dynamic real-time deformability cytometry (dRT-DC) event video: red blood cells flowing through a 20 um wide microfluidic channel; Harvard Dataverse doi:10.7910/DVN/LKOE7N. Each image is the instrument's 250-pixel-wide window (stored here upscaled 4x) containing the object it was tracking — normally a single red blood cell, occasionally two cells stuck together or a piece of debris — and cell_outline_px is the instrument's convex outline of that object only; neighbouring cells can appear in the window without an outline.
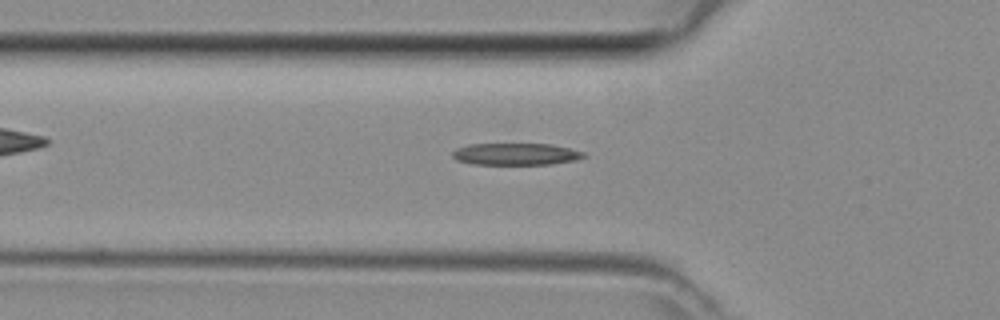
{"species": "common noctule bat (a hibernating species)", "species_latin": "Nyctalus noctula", "temperature_condition": "room temperature", "stored_images_in_passage": 42, "camera_frame_rate_fps": 3000, "um_per_image_px": 0.085, "animal": {"sex": "female", "body_mass_g": 29.2, "forearm_length_mm": 56.3}, "frame": {"image": 1, "passage_image": 15, "time_ms": 4.667, "image_size_px": [1000, 320], "cell_outline_px": [[588, 156], [576, 160], [552, 164], [472, 164], [456, 160], [452, 156], [452, 152], [456, 148], [468, 144], [552, 144], [584, 152]], "centroid_in_image_um": [43.84, 13.1], "position_along_channel_um": 82.0, "area_um2": 16.82}}
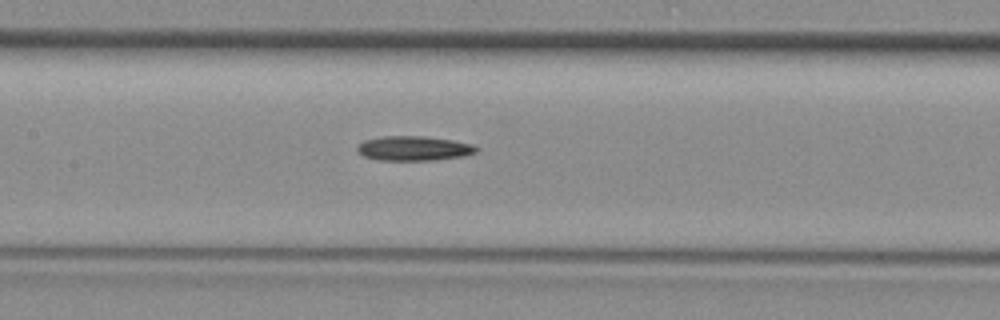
{"frame": {"image": 2, "passage_image": 21, "time_ms": 6.667, "image_size_px": [1000, 320], "cell_outline_px": [[480, 148], [476, 152], [464, 156], [432, 160], [380, 160], [364, 156], [356, 148], [364, 140], [380, 136], [424, 136], [452, 140], [472, 144]], "centroid_in_image_um": [35.19, 12.6], "position_along_channel_um": 172.2, "area_um2": 16.99}}
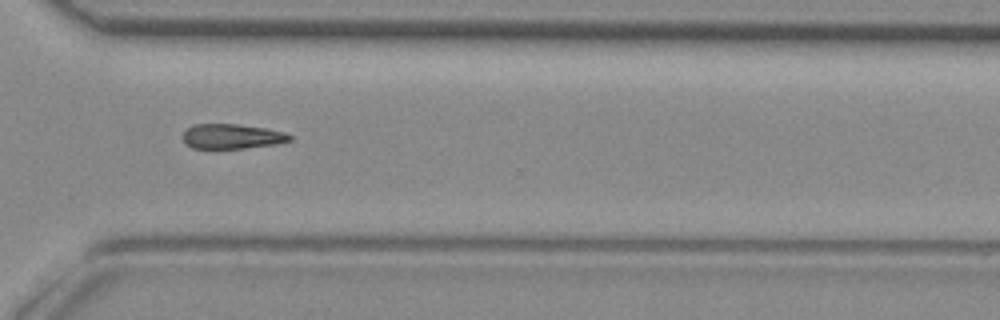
{"frame": {"image": 3, "passage_image": 33, "time_ms": 10.667, "image_size_px": [1000, 320], "cell_outline_px": [[292, 140], [276, 144], [244, 148], [192, 148], [184, 144], [184, 132], [192, 124], [236, 124], [264, 128], [284, 132], [292, 136]], "centroid_in_image_um": [19.7, 11.59], "position_along_channel_um": 350.9, "area_um2": 15.37}}